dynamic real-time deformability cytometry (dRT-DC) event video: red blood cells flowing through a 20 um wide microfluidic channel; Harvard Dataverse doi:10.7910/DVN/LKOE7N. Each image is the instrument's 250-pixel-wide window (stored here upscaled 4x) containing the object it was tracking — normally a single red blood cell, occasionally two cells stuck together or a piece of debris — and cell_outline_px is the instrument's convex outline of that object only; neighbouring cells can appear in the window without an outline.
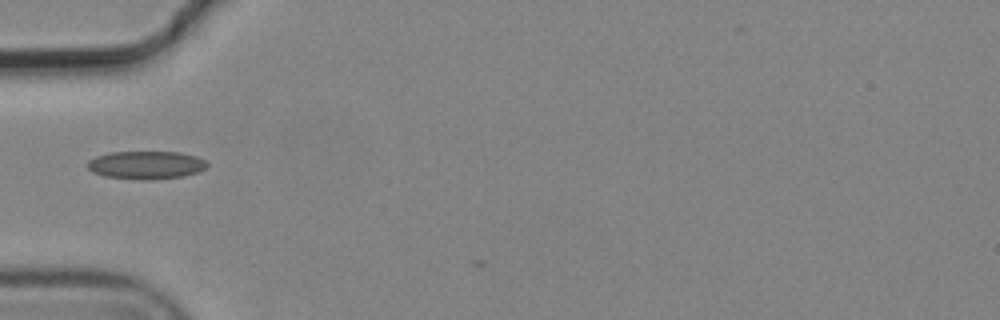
{"species": "common noctule bat (a hibernating species)", "species_latin": "Nyctalus noctula", "temperature_condition": "cold", "stored_images_in_passage": 4, "camera_frame_rate_fps": 3000, "um_per_image_px": 0.085, "animal": {"sex": "male", "body_mass_g": 19.2, "forearm_length_mm": 51.8}, "frame": {"image": 1, "passage_image": 1, "time_ms": 0.0, "image_size_px": [1000, 320], "cell_outline_px": [[208, 164], [204, 168], [196, 172], [184, 176], [148, 180], [140, 180], [104, 176], [92, 172], [84, 164], [88, 160], [96, 156], [108, 152], [180, 152], [196, 156], [208, 160]], "centroid_in_image_um": [12.38, 14.02], "position_along_channel_um": 72.6, "area_um2": 19.77}}
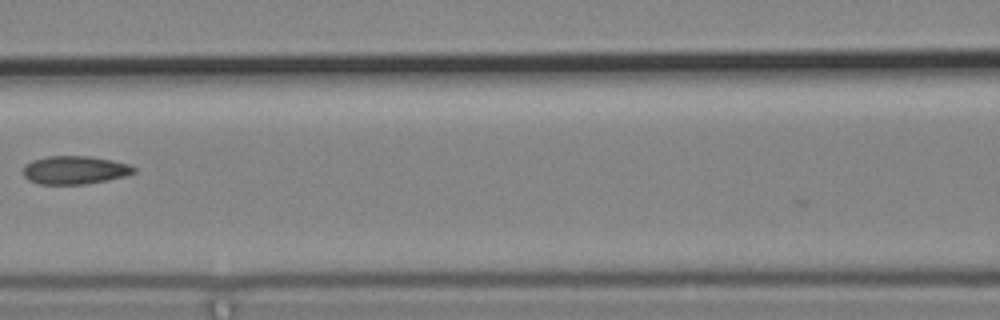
{"frame": {"image": 2, "passage_image": 3, "time_ms": 0.667, "image_size_px": [1000, 320], "cell_outline_px": [[136, 172], [124, 176], [84, 184], [40, 184], [28, 180], [24, 176], [24, 164], [32, 160], [48, 156], [92, 156], [112, 160], [128, 164], [136, 168]], "centroid_in_image_um": [6.34, 14.44], "position_along_channel_um": 160.3, "area_um2": 18.15}}
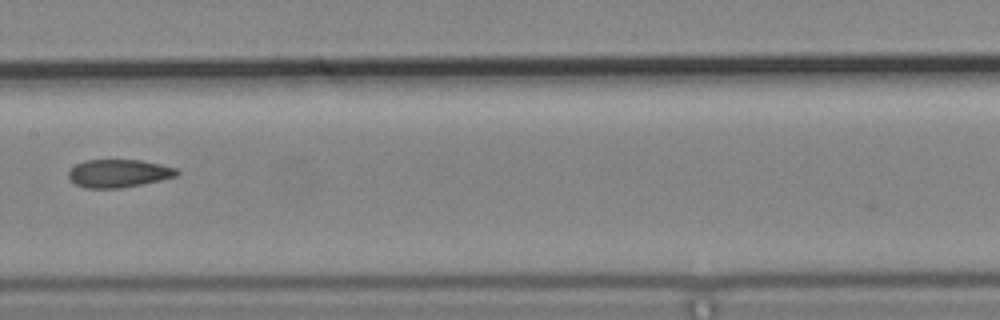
{"frame": {"image": 3, "passage_image": 4, "time_ms": 1.0, "image_size_px": [1000, 320], "cell_outline_px": [[180, 172], [176, 176], [160, 180], [120, 188], [84, 188], [76, 184], [68, 176], [68, 172], [76, 164], [88, 160], [140, 160], [160, 164], [176, 168]], "centroid_in_image_um": [10.09, 14.73], "position_along_channel_um": 197.3, "area_um2": 17.46}}